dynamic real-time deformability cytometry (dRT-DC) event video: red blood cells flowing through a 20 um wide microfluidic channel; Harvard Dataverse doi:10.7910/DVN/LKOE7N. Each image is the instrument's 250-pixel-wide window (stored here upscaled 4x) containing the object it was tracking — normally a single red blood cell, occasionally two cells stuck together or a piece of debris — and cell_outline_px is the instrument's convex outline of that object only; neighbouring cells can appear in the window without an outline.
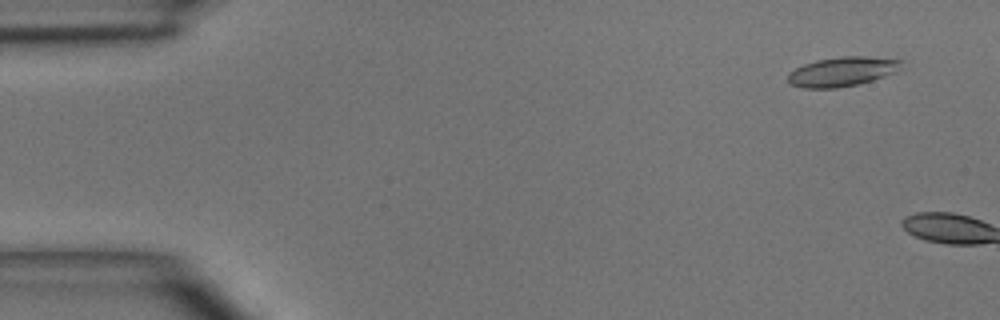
{"species": "common noctule bat (a hibernating species)", "species_latin": "Nyctalus noctula", "temperature_condition": "room temperature", "stored_images_in_passage": 3, "camera_frame_rate_fps": 3000, "um_per_image_px": 0.085, "animal": {"sex": "male", "body_mass_g": 15.6}, "frame": {"image": 1, "passage_image": 2, "time_ms": 1.0, "image_size_px": [1000, 320], "cell_outline_px": [[900, 68], [896, 72], [872, 80], [856, 84], [836, 88], [804, 88], [792, 84], [788, 80], [788, 72], [804, 64], [816, 60], [840, 56], [868, 56], [900, 60]], "centroid_in_image_um": [71.56, 6.08], "position_along_channel_um": 13.4, "area_um2": 19.25}}